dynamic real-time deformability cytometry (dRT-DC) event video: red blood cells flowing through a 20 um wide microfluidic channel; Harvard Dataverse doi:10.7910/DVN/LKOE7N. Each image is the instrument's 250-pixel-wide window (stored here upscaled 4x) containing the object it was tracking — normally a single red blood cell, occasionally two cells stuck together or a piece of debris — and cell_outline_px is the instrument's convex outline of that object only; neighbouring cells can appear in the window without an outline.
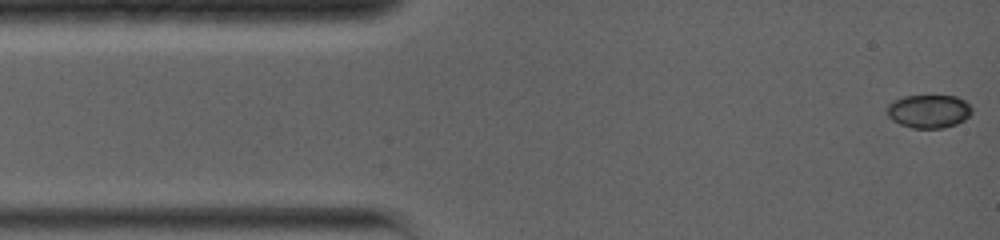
{"species": "common noctule bat (a hibernating species)", "species_latin": "Nyctalus noctula", "temperature_condition": "warm", "stored_images_in_passage": 5, "camera_frame_rate_fps": 5000, "um_per_image_px": 0.085, "animal": {"sex": "female", "body_mass_g": 19.0, "forearm_length_mm": 56.7}, "frame": {"image": 1, "passage_image": 1, "time_ms": 0.0, "image_size_px": [1000, 240], "cell_outline_px": [[972, 112], [964, 120], [956, 124], [944, 128], [912, 128], [900, 124], [892, 120], [888, 116], [888, 104], [892, 100], [904, 96], [956, 96], [964, 100], [972, 108]], "centroid_in_image_um": [78.94, 9.46], "position_along_channel_um": 6.1, "area_um2": 16.47}}
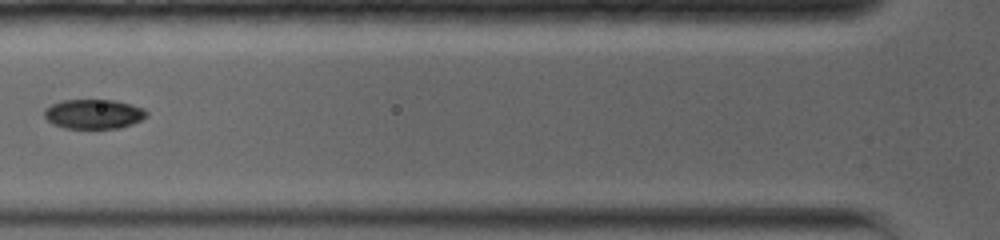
{"frame": {"image": 2, "passage_image": 5, "time_ms": 4.8, "image_size_px": [1000, 240], "cell_outline_px": [[148, 116], [132, 124], [120, 128], [64, 128], [52, 124], [44, 116], [44, 108], [60, 100], [116, 100], [144, 108], [148, 112]], "centroid_in_image_um": [7.96, 9.69], "position_along_channel_um": 117.8, "area_um2": 17.74}}